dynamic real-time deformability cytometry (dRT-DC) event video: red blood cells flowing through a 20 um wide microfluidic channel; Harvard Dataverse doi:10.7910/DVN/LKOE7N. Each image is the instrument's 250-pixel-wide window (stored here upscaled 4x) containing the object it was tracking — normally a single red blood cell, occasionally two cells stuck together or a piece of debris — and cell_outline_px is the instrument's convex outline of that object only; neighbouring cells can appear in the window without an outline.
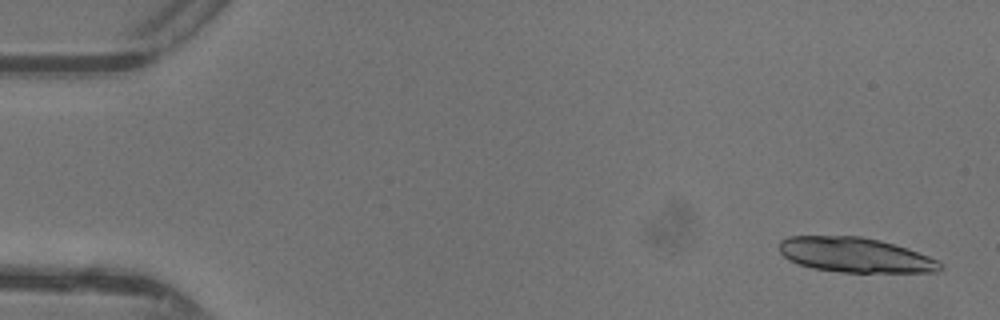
{"species": "common noctule bat (a hibernating species)", "species_latin": "Nyctalus noctula", "temperature_condition": "warm", "stored_images_in_passage": 29, "camera_frame_rate_fps": 3000, "um_per_image_px": 0.085, "animal": {"sex": "female"}, "frame": {"image": 1, "passage_image": 2, "time_ms": 0.333, "image_size_px": [1000, 320], "cell_outline_px": [[940, 272], [840, 272], [812, 268], [788, 260], [780, 252], [780, 240], [788, 236], [860, 236], [880, 240], [928, 256], [936, 260], [940, 264]], "centroid_in_image_um": [72.63, 21.67], "position_along_channel_um": 12.4, "area_um2": 32.31}}
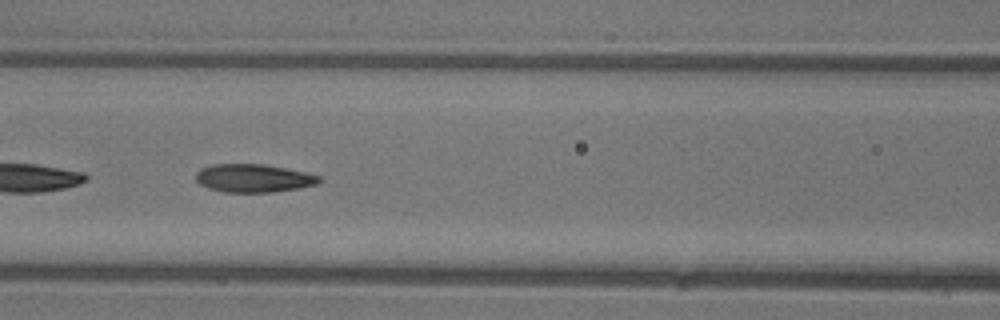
{"frame": {"image": 2, "passage_image": 21, "time_ms": 6.667, "image_size_px": [1000, 320], "cell_outline_px": [[320, 180], [316, 184], [296, 188], [272, 192], [224, 192], [208, 188], [200, 184], [196, 180], [196, 172], [200, 168], [212, 164], [264, 164], [304, 172], [320, 176]], "centroid_in_image_um": [21.49, 15.14], "position_along_channel_um": 145.1, "area_um2": 20.06}}
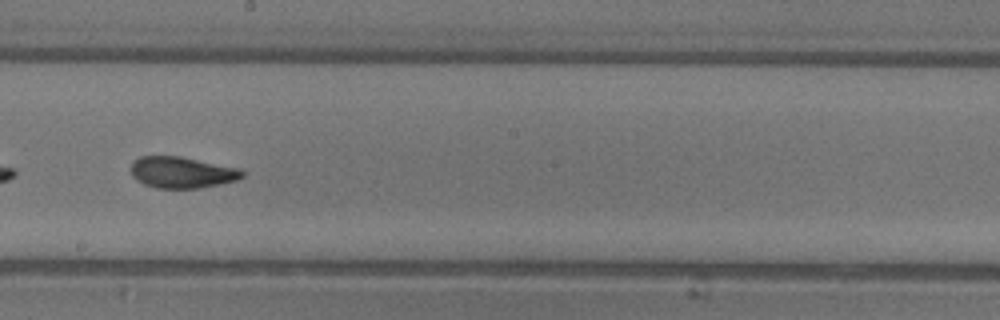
{"frame": {"image": 3, "passage_image": 27, "time_ms": 8.667, "image_size_px": [1000, 320], "cell_outline_px": [[244, 176], [236, 180], [220, 184], [200, 188], [156, 188], [144, 184], [136, 180], [132, 176], [132, 160], [140, 156], [180, 156], [240, 168], [244, 172]], "centroid_in_image_um": [15.46, 14.65], "position_along_channel_um": 232.7, "area_um2": 20.4}}